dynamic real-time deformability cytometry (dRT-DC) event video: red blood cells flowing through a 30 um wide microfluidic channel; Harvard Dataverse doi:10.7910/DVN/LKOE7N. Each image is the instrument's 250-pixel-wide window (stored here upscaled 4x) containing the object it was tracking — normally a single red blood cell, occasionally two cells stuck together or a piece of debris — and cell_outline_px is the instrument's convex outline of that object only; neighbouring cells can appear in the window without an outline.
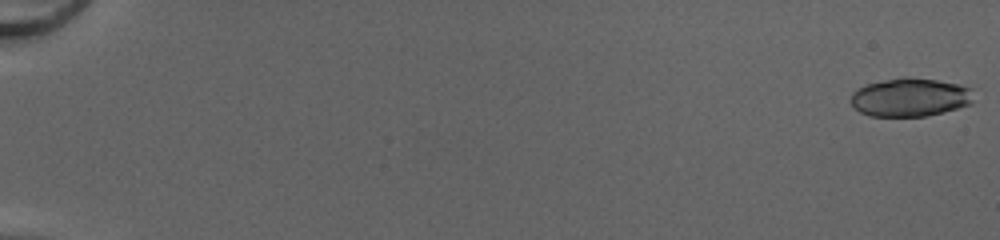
{"species": "common noctule bat (a hibernating species)", "species_latin": "Nyctalus noctula", "temperature_condition": "cold", "stored_images_in_passage": 17, "camera_frame_rate_fps": 3000, "um_per_image_px": 0.085, "animal": {"sex": "female", "body_mass_g": 20.0, "forearm_length_mm": 54.0}, "frame": {"image": 1, "passage_image": 1, "time_ms": 0.0, "image_size_px": [1000, 240], "cell_outline_px": [[972, 104], [924, 116], [868, 116], [860, 112], [852, 104], [852, 92], [856, 88], [864, 84], [904, 76], [908, 76], [936, 80], [960, 84], [972, 88]], "centroid_in_image_um": [77.34, 8.25], "position_along_channel_um": 7.7, "area_um2": 27.57}}